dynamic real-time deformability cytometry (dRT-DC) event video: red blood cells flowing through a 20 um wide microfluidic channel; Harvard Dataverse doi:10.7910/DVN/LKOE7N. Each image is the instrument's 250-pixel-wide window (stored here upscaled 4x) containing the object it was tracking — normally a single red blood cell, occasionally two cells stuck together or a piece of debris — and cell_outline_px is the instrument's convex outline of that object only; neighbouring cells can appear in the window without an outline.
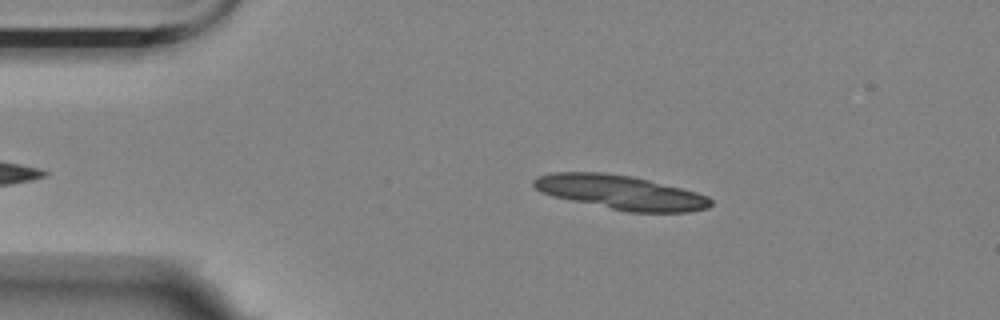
{"species": "Egyptian fruit bat (a non-hibernating species)", "species_latin": "Rousettus aegyptiacus", "temperature_condition": "room temperature", "stored_images_in_passage": 4, "camera_frame_rate_fps": 3000, "um_per_image_px": 0.085, "animal": {"sex": "female"}, "frame": {"image": 1, "passage_image": 1, "time_ms": 0.0, "image_size_px": [1000, 320], "cell_outline_px": [[712, 204], [708, 208], [688, 212], [628, 212], [552, 196], [540, 192], [532, 184], [532, 180], [536, 176], [552, 172], [604, 172], [632, 176], [696, 192], [708, 196], [712, 200]], "centroid_in_image_um": [52.72, 16.34], "position_along_channel_um": 32.3, "area_um2": 35.2}}